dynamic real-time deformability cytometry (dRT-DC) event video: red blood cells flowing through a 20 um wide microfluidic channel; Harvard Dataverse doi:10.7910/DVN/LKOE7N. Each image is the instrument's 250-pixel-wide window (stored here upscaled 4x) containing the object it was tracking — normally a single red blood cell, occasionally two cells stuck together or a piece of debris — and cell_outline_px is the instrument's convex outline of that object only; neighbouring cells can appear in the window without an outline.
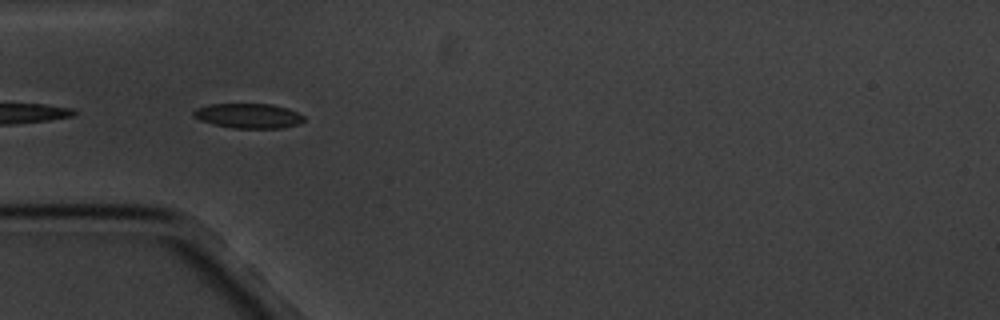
{"species": "common noctule bat (a hibernating species)", "species_latin": "Nyctalus noctula", "temperature_condition": "cold", "stored_images_in_passage": 10, "camera_frame_rate_fps": 3000, "um_per_image_px": 0.085, "animal": {"sex": "male", "body_mass_g": 20.1, "forearm_length_mm": 53.5}, "frame": {"image": 1, "passage_image": 6, "time_ms": 5.667, "image_size_px": [1000, 320], "cell_outline_px": [[304, 120], [296, 124], [284, 128], [232, 128], [212, 124], [200, 120], [192, 116], [192, 112], [196, 108], [212, 104], [272, 104], [288, 108], [304, 116]], "centroid_in_image_um": [21.09, 9.84], "position_along_channel_um": 63.9, "area_um2": 15.95}}
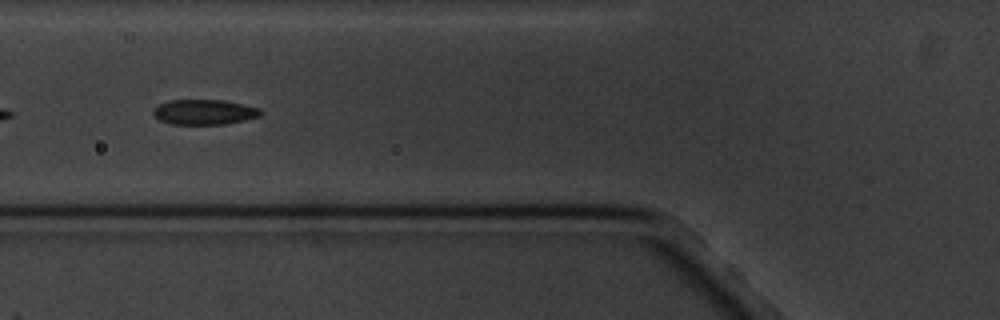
{"frame": {"image": 2, "passage_image": 7, "time_ms": 7.0, "image_size_px": [1000, 320], "cell_outline_px": [[264, 112], [260, 116], [244, 120], [224, 124], [172, 124], [160, 120], [152, 116], [152, 108], [168, 100], [220, 100], [260, 108]], "centroid_in_image_um": [17.32, 9.53], "position_along_channel_um": 108.5, "area_um2": 15.72}}
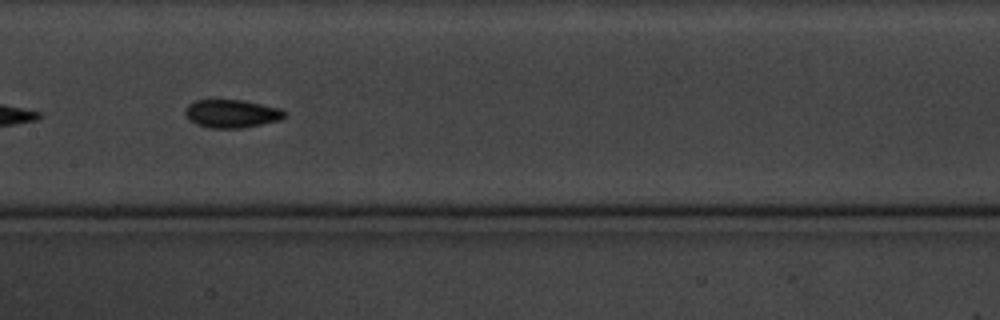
{"frame": {"image": 3, "passage_image": 9, "time_ms": 9.333, "image_size_px": [1000, 320], "cell_outline_px": [[288, 112], [280, 120], [240, 128], [212, 128], [196, 124], [188, 120], [184, 112], [188, 104], [196, 100], [244, 100], [280, 108]], "centroid_in_image_um": [19.68, 9.65], "position_along_channel_um": 187.7, "area_um2": 16.3}}